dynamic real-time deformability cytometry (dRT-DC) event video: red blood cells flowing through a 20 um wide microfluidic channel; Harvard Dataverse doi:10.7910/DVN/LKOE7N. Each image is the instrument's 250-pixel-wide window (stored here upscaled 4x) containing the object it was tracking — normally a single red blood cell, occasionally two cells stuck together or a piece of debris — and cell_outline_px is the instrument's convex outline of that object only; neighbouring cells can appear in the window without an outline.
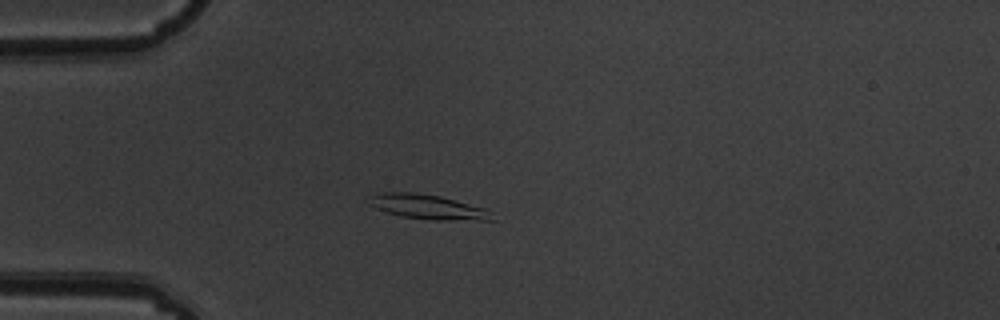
{"species": "common noctule bat (a hibernating species)", "species_latin": "Nyctalus noctula", "temperature_condition": "warm", "stored_images_in_passage": 5, "camera_frame_rate_fps": 3000, "um_per_image_px": 0.085, "animal": {"sex": "male", "body_mass_g": 19.5, "forearm_length_mm": 54.6}, "frame": {"image": 1, "passage_image": 4, "time_ms": 1.0, "image_size_px": [1000, 320], "cell_outline_px": [[496, 220], [432, 220], [400, 216], [376, 208], [368, 204], [372, 196], [376, 192], [416, 192], [440, 196], [484, 208]], "centroid_in_image_um": [36.33, 17.58], "position_along_channel_um": 48.7, "area_um2": 17.51}}